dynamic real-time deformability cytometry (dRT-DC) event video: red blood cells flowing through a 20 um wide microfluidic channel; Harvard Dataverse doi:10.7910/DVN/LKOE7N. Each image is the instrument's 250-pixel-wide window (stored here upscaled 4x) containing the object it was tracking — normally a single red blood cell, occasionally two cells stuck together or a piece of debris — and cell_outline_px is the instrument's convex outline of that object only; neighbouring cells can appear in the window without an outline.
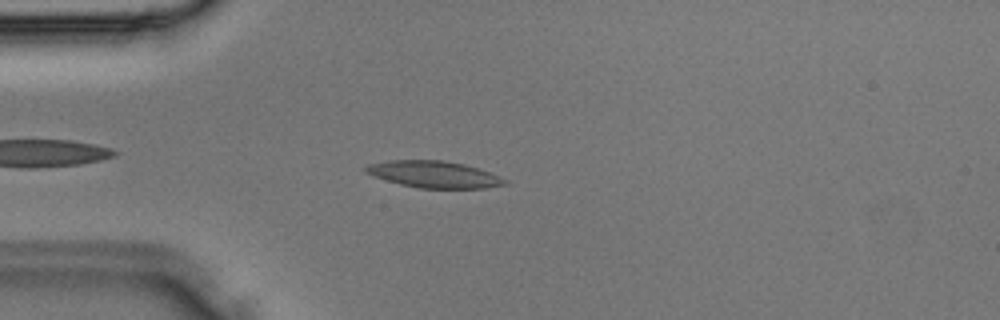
{"species": "Egyptian fruit bat (a non-hibernating species)", "species_latin": "Rousettus aegyptiacus", "temperature_condition": "room temperature", "stored_images_in_passage": 29, "camera_frame_rate_fps": 3000, "um_per_image_px": 0.085, "animal": {"sex": "male"}, "frame": {"image": 1, "passage_image": 3, "time_ms": 0.667, "image_size_px": [1000, 320], "cell_outline_px": [[508, 184], [484, 188], [420, 188], [400, 184], [364, 172], [364, 168], [368, 164], [388, 160], [444, 160], [464, 164], [488, 172], [508, 180]], "centroid_in_image_um": [36.89, 14.81], "position_along_channel_um": 48.1, "area_um2": 21.44}}
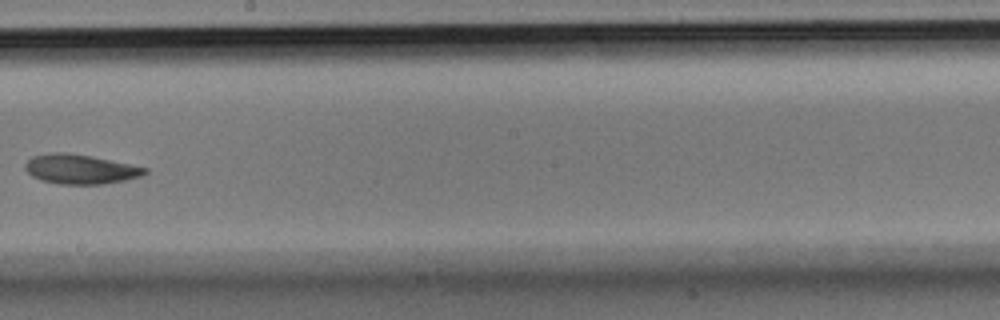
{"frame": {"image": 2, "passage_image": 14, "time_ms": 4.333, "image_size_px": [1000, 320], "cell_outline_px": [[148, 172], [140, 176], [124, 180], [100, 184], [60, 184], [40, 180], [32, 176], [24, 168], [24, 164], [32, 156], [52, 152], [64, 152], [92, 156], [148, 168]], "centroid_in_image_um": [6.79, 14.37], "position_along_channel_um": 241.4, "area_um2": 20.52}}
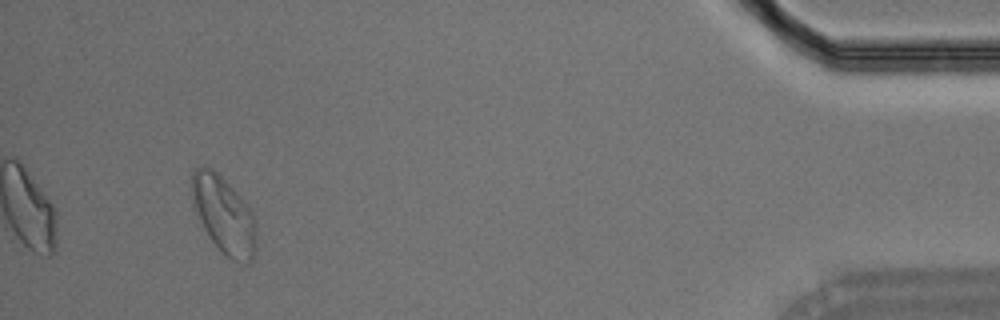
{"frame": {"image": 3, "passage_image": 27, "time_ms": 8.667, "image_size_px": [1000, 320], "cell_outline_px": [[256, 248], [252, 260], [248, 264], [244, 264], [232, 260], [212, 240], [204, 228], [192, 204], [192, 172], [200, 164], [204, 164], [212, 168], [248, 204], [256, 220]], "centroid_in_image_um": [19.05, 18.25], "position_along_channel_um": 416.2, "area_um2": 28.96}}